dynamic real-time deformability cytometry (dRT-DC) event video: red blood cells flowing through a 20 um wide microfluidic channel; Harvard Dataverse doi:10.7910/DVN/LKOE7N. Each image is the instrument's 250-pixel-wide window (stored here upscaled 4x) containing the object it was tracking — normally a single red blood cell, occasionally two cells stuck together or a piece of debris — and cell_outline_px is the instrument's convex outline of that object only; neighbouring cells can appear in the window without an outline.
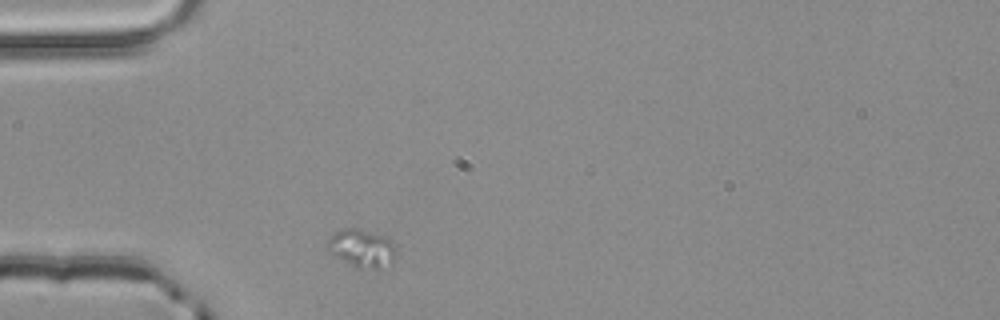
{"species": "common noctule bat (a hibernating species)", "species_latin": "Nyctalus noctula", "temperature_condition": "room temperature", "stored_images_in_passage": 2, "segment_of_instrument_passage": [1, 2], "camera_frame_rate_fps": 3000, "um_per_image_px": 0.085, "animal": {"sex": "male", "body_mass_g": 20.4}, "frame": {"image": 1, "passage_image": 1, "time_ms": 0.0, "image_size_px": [1000, 320], "cell_outline_px": [[396, 256], [392, 264], [380, 268], [356, 268], [328, 252], [328, 240], [336, 232], [344, 228], [356, 228], [384, 236], [396, 244]], "centroid_in_image_um": [30.8, 21.12], "position_along_channel_um": 54.2, "area_um2": 15.2}}